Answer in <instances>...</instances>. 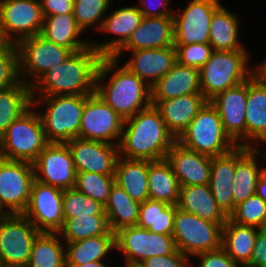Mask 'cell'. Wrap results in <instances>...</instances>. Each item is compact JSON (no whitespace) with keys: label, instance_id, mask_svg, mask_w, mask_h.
I'll list each match as a JSON object with an SVG mask.
<instances>
[{"label":"cell","instance_id":"9a60e30c","mask_svg":"<svg viewBox=\"0 0 266 267\" xmlns=\"http://www.w3.org/2000/svg\"><path fill=\"white\" fill-rule=\"evenodd\" d=\"M43 20L39 0H0V26L12 44L40 34Z\"/></svg>","mask_w":266,"mask_h":267},{"label":"cell","instance_id":"8d00e7d4","mask_svg":"<svg viewBox=\"0 0 266 267\" xmlns=\"http://www.w3.org/2000/svg\"><path fill=\"white\" fill-rule=\"evenodd\" d=\"M30 267H66L65 242L59 233L40 232L33 241Z\"/></svg>","mask_w":266,"mask_h":267},{"label":"cell","instance_id":"b9f144b4","mask_svg":"<svg viewBox=\"0 0 266 267\" xmlns=\"http://www.w3.org/2000/svg\"><path fill=\"white\" fill-rule=\"evenodd\" d=\"M114 183V175H102L93 172H77L74 188L105 206L111 187Z\"/></svg>","mask_w":266,"mask_h":267},{"label":"cell","instance_id":"6f0895ef","mask_svg":"<svg viewBox=\"0 0 266 267\" xmlns=\"http://www.w3.org/2000/svg\"><path fill=\"white\" fill-rule=\"evenodd\" d=\"M0 267H30L28 263L0 264Z\"/></svg>","mask_w":266,"mask_h":267},{"label":"cell","instance_id":"603a6c76","mask_svg":"<svg viewBox=\"0 0 266 267\" xmlns=\"http://www.w3.org/2000/svg\"><path fill=\"white\" fill-rule=\"evenodd\" d=\"M179 186L209 184L212 157L191 151L176 142L165 158Z\"/></svg>","mask_w":266,"mask_h":267},{"label":"cell","instance_id":"d4e9b609","mask_svg":"<svg viewBox=\"0 0 266 267\" xmlns=\"http://www.w3.org/2000/svg\"><path fill=\"white\" fill-rule=\"evenodd\" d=\"M246 146L266 148V84L255 75L248 79Z\"/></svg>","mask_w":266,"mask_h":267},{"label":"cell","instance_id":"52a82bcc","mask_svg":"<svg viewBox=\"0 0 266 267\" xmlns=\"http://www.w3.org/2000/svg\"><path fill=\"white\" fill-rule=\"evenodd\" d=\"M48 144L40 116L31 106L0 137V158L33 164Z\"/></svg>","mask_w":266,"mask_h":267},{"label":"cell","instance_id":"836d02e7","mask_svg":"<svg viewBox=\"0 0 266 267\" xmlns=\"http://www.w3.org/2000/svg\"><path fill=\"white\" fill-rule=\"evenodd\" d=\"M258 231V227L240 225L229 218L223 225L222 247L240 267L250 262Z\"/></svg>","mask_w":266,"mask_h":267},{"label":"cell","instance_id":"5bb4252c","mask_svg":"<svg viewBox=\"0 0 266 267\" xmlns=\"http://www.w3.org/2000/svg\"><path fill=\"white\" fill-rule=\"evenodd\" d=\"M63 190L34 180L23 216L40 232L58 233L64 224Z\"/></svg>","mask_w":266,"mask_h":267},{"label":"cell","instance_id":"5b68a950","mask_svg":"<svg viewBox=\"0 0 266 267\" xmlns=\"http://www.w3.org/2000/svg\"><path fill=\"white\" fill-rule=\"evenodd\" d=\"M249 50H214L200 70L202 95L210 101L218 93L235 87L253 75ZM251 65V66H250Z\"/></svg>","mask_w":266,"mask_h":267},{"label":"cell","instance_id":"4dcf8cb0","mask_svg":"<svg viewBox=\"0 0 266 267\" xmlns=\"http://www.w3.org/2000/svg\"><path fill=\"white\" fill-rule=\"evenodd\" d=\"M177 208L215 223H226L228 218L218 207L209 184L180 187Z\"/></svg>","mask_w":266,"mask_h":267},{"label":"cell","instance_id":"c3c4849f","mask_svg":"<svg viewBox=\"0 0 266 267\" xmlns=\"http://www.w3.org/2000/svg\"><path fill=\"white\" fill-rule=\"evenodd\" d=\"M139 265L141 267H191V259L177 249L169 255L147 258Z\"/></svg>","mask_w":266,"mask_h":267},{"label":"cell","instance_id":"3957f363","mask_svg":"<svg viewBox=\"0 0 266 267\" xmlns=\"http://www.w3.org/2000/svg\"><path fill=\"white\" fill-rule=\"evenodd\" d=\"M102 56L90 45L72 52L47 71L32 87V96L90 95Z\"/></svg>","mask_w":266,"mask_h":267},{"label":"cell","instance_id":"7dc6e473","mask_svg":"<svg viewBox=\"0 0 266 267\" xmlns=\"http://www.w3.org/2000/svg\"><path fill=\"white\" fill-rule=\"evenodd\" d=\"M191 259V267H240L223 247L197 254Z\"/></svg>","mask_w":266,"mask_h":267},{"label":"cell","instance_id":"ba28073f","mask_svg":"<svg viewBox=\"0 0 266 267\" xmlns=\"http://www.w3.org/2000/svg\"><path fill=\"white\" fill-rule=\"evenodd\" d=\"M224 224L202 219L176 205L172 235L177 249L191 259L197 254L222 247Z\"/></svg>","mask_w":266,"mask_h":267},{"label":"cell","instance_id":"d6986e66","mask_svg":"<svg viewBox=\"0 0 266 267\" xmlns=\"http://www.w3.org/2000/svg\"><path fill=\"white\" fill-rule=\"evenodd\" d=\"M248 80L226 89L210 102L216 108L226 134L237 146H246V121Z\"/></svg>","mask_w":266,"mask_h":267},{"label":"cell","instance_id":"816d5d0a","mask_svg":"<svg viewBox=\"0 0 266 267\" xmlns=\"http://www.w3.org/2000/svg\"><path fill=\"white\" fill-rule=\"evenodd\" d=\"M43 17L73 13L74 0H39Z\"/></svg>","mask_w":266,"mask_h":267},{"label":"cell","instance_id":"f5cc1de1","mask_svg":"<svg viewBox=\"0 0 266 267\" xmlns=\"http://www.w3.org/2000/svg\"><path fill=\"white\" fill-rule=\"evenodd\" d=\"M253 75L262 83L266 84V55L264 60L262 59L261 62H256L255 66H253Z\"/></svg>","mask_w":266,"mask_h":267},{"label":"cell","instance_id":"f907efd6","mask_svg":"<svg viewBox=\"0 0 266 267\" xmlns=\"http://www.w3.org/2000/svg\"><path fill=\"white\" fill-rule=\"evenodd\" d=\"M245 267H266V226L259 228L252 257Z\"/></svg>","mask_w":266,"mask_h":267},{"label":"cell","instance_id":"8fae6325","mask_svg":"<svg viewBox=\"0 0 266 267\" xmlns=\"http://www.w3.org/2000/svg\"><path fill=\"white\" fill-rule=\"evenodd\" d=\"M35 180L33 164L0 158V206L9 214H23Z\"/></svg>","mask_w":266,"mask_h":267},{"label":"cell","instance_id":"277c9868","mask_svg":"<svg viewBox=\"0 0 266 267\" xmlns=\"http://www.w3.org/2000/svg\"><path fill=\"white\" fill-rule=\"evenodd\" d=\"M88 96H32V106L40 116L49 143H67L79 138L81 117Z\"/></svg>","mask_w":266,"mask_h":267},{"label":"cell","instance_id":"e0dca14e","mask_svg":"<svg viewBox=\"0 0 266 267\" xmlns=\"http://www.w3.org/2000/svg\"><path fill=\"white\" fill-rule=\"evenodd\" d=\"M35 180L60 188L72 189L76 170L67 143H49L33 163Z\"/></svg>","mask_w":266,"mask_h":267},{"label":"cell","instance_id":"4fadbf2b","mask_svg":"<svg viewBox=\"0 0 266 267\" xmlns=\"http://www.w3.org/2000/svg\"><path fill=\"white\" fill-rule=\"evenodd\" d=\"M123 123L124 120L94 92L84 104L79 138L118 145Z\"/></svg>","mask_w":266,"mask_h":267},{"label":"cell","instance_id":"ab89813d","mask_svg":"<svg viewBox=\"0 0 266 267\" xmlns=\"http://www.w3.org/2000/svg\"><path fill=\"white\" fill-rule=\"evenodd\" d=\"M58 233L64 242L79 241L100 235H115L110 230L107 215L65 218L63 227Z\"/></svg>","mask_w":266,"mask_h":267},{"label":"cell","instance_id":"ffe728a7","mask_svg":"<svg viewBox=\"0 0 266 267\" xmlns=\"http://www.w3.org/2000/svg\"><path fill=\"white\" fill-rule=\"evenodd\" d=\"M76 172L114 175L119 158L118 145L74 138L67 142Z\"/></svg>","mask_w":266,"mask_h":267},{"label":"cell","instance_id":"7a4b0ae2","mask_svg":"<svg viewBox=\"0 0 266 267\" xmlns=\"http://www.w3.org/2000/svg\"><path fill=\"white\" fill-rule=\"evenodd\" d=\"M177 142L154 105L124 120L119 156L127 159L156 161L165 159Z\"/></svg>","mask_w":266,"mask_h":267},{"label":"cell","instance_id":"83f0119b","mask_svg":"<svg viewBox=\"0 0 266 267\" xmlns=\"http://www.w3.org/2000/svg\"><path fill=\"white\" fill-rule=\"evenodd\" d=\"M236 169V147L229 153L212 157L209 186L218 207L229 217L234 211L233 183Z\"/></svg>","mask_w":266,"mask_h":267},{"label":"cell","instance_id":"2e32d148","mask_svg":"<svg viewBox=\"0 0 266 267\" xmlns=\"http://www.w3.org/2000/svg\"><path fill=\"white\" fill-rule=\"evenodd\" d=\"M40 233L22 214H9L0 222V264L28 263L34 239Z\"/></svg>","mask_w":266,"mask_h":267},{"label":"cell","instance_id":"74e56055","mask_svg":"<svg viewBox=\"0 0 266 267\" xmlns=\"http://www.w3.org/2000/svg\"><path fill=\"white\" fill-rule=\"evenodd\" d=\"M31 106V87L23 81L11 88L0 90V137Z\"/></svg>","mask_w":266,"mask_h":267},{"label":"cell","instance_id":"9c48e42d","mask_svg":"<svg viewBox=\"0 0 266 267\" xmlns=\"http://www.w3.org/2000/svg\"><path fill=\"white\" fill-rule=\"evenodd\" d=\"M16 47L20 79L30 87L72 53L68 48L50 42L40 34L20 40Z\"/></svg>","mask_w":266,"mask_h":267},{"label":"cell","instance_id":"ac0fdd59","mask_svg":"<svg viewBox=\"0 0 266 267\" xmlns=\"http://www.w3.org/2000/svg\"><path fill=\"white\" fill-rule=\"evenodd\" d=\"M113 10V11H112ZM109 9L97 30L102 34L111 35L108 40H90V45L102 56L112 57L127 41L131 33L139 26L143 16L135 5H126ZM113 35V36H112ZM100 41V43H99Z\"/></svg>","mask_w":266,"mask_h":267},{"label":"cell","instance_id":"30bf717a","mask_svg":"<svg viewBox=\"0 0 266 267\" xmlns=\"http://www.w3.org/2000/svg\"><path fill=\"white\" fill-rule=\"evenodd\" d=\"M116 253L123 256L124 264L139 265L153 256H165L177 250L172 234H157L137 225L115 232Z\"/></svg>","mask_w":266,"mask_h":267},{"label":"cell","instance_id":"d590c367","mask_svg":"<svg viewBox=\"0 0 266 267\" xmlns=\"http://www.w3.org/2000/svg\"><path fill=\"white\" fill-rule=\"evenodd\" d=\"M104 207L112 232L115 233L121 228L137 225L140 203L133 200L116 183L111 187Z\"/></svg>","mask_w":266,"mask_h":267},{"label":"cell","instance_id":"f546056e","mask_svg":"<svg viewBox=\"0 0 266 267\" xmlns=\"http://www.w3.org/2000/svg\"><path fill=\"white\" fill-rule=\"evenodd\" d=\"M230 10L221 4L214 11L210 23L209 44L213 50H248L239 38L240 16Z\"/></svg>","mask_w":266,"mask_h":267},{"label":"cell","instance_id":"6da1fadb","mask_svg":"<svg viewBox=\"0 0 266 267\" xmlns=\"http://www.w3.org/2000/svg\"><path fill=\"white\" fill-rule=\"evenodd\" d=\"M122 61L113 57L101 58L95 79V92L125 120L151 105V90Z\"/></svg>","mask_w":266,"mask_h":267},{"label":"cell","instance_id":"680465c9","mask_svg":"<svg viewBox=\"0 0 266 267\" xmlns=\"http://www.w3.org/2000/svg\"><path fill=\"white\" fill-rule=\"evenodd\" d=\"M6 211L0 206V222L7 216Z\"/></svg>","mask_w":266,"mask_h":267},{"label":"cell","instance_id":"8992f818","mask_svg":"<svg viewBox=\"0 0 266 267\" xmlns=\"http://www.w3.org/2000/svg\"><path fill=\"white\" fill-rule=\"evenodd\" d=\"M177 142L188 150L210 157L227 154L237 147L224 131L221 118L210 101L199 110Z\"/></svg>","mask_w":266,"mask_h":267},{"label":"cell","instance_id":"91938a15","mask_svg":"<svg viewBox=\"0 0 266 267\" xmlns=\"http://www.w3.org/2000/svg\"><path fill=\"white\" fill-rule=\"evenodd\" d=\"M123 267H141L140 265L125 264Z\"/></svg>","mask_w":266,"mask_h":267},{"label":"cell","instance_id":"7c38bea8","mask_svg":"<svg viewBox=\"0 0 266 267\" xmlns=\"http://www.w3.org/2000/svg\"><path fill=\"white\" fill-rule=\"evenodd\" d=\"M185 8L174 11V45L209 43L210 23L220 0H189Z\"/></svg>","mask_w":266,"mask_h":267},{"label":"cell","instance_id":"484cf974","mask_svg":"<svg viewBox=\"0 0 266 267\" xmlns=\"http://www.w3.org/2000/svg\"><path fill=\"white\" fill-rule=\"evenodd\" d=\"M174 46L173 17H143L118 51Z\"/></svg>","mask_w":266,"mask_h":267},{"label":"cell","instance_id":"f1b7e54d","mask_svg":"<svg viewBox=\"0 0 266 267\" xmlns=\"http://www.w3.org/2000/svg\"><path fill=\"white\" fill-rule=\"evenodd\" d=\"M83 33L73 13H66L45 16L40 35L50 42L75 52L90 46L91 38L85 37Z\"/></svg>","mask_w":266,"mask_h":267},{"label":"cell","instance_id":"60d3db41","mask_svg":"<svg viewBox=\"0 0 266 267\" xmlns=\"http://www.w3.org/2000/svg\"><path fill=\"white\" fill-rule=\"evenodd\" d=\"M113 0H74L73 15L77 25L85 32L99 29L102 20L113 6ZM90 28V29H89ZM94 30H93V29Z\"/></svg>","mask_w":266,"mask_h":267},{"label":"cell","instance_id":"7402d4cb","mask_svg":"<svg viewBox=\"0 0 266 267\" xmlns=\"http://www.w3.org/2000/svg\"><path fill=\"white\" fill-rule=\"evenodd\" d=\"M265 163V148L262 149L261 147L260 149L247 146L236 147V169L234 183L232 185L234 206H237L250 196L256 194L257 182L266 169Z\"/></svg>","mask_w":266,"mask_h":267},{"label":"cell","instance_id":"11a10c76","mask_svg":"<svg viewBox=\"0 0 266 267\" xmlns=\"http://www.w3.org/2000/svg\"><path fill=\"white\" fill-rule=\"evenodd\" d=\"M107 262L111 263L112 261H93L83 265H66V267H109Z\"/></svg>","mask_w":266,"mask_h":267},{"label":"cell","instance_id":"cb8c5ba5","mask_svg":"<svg viewBox=\"0 0 266 267\" xmlns=\"http://www.w3.org/2000/svg\"><path fill=\"white\" fill-rule=\"evenodd\" d=\"M208 100L202 94H188L168 100H151L168 130L177 139Z\"/></svg>","mask_w":266,"mask_h":267},{"label":"cell","instance_id":"f35d334b","mask_svg":"<svg viewBox=\"0 0 266 267\" xmlns=\"http://www.w3.org/2000/svg\"><path fill=\"white\" fill-rule=\"evenodd\" d=\"M176 205L147 199L140 203L137 226L157 234H172Z\"/></svg>","mask_w":266,"mask_h":267},{"label":"cell","instance_id":"f6af8a7d","mask_svg":"<svg viewBox=\"0 0 266 267\" xmlns=\"http://www.w3.org/2000/svg\"><path fill=\"white\" fill-rule=\"evenodd\" d=\"M174 47L176 48L177 62L196 69L203 67L214 51L209 43L174 45Z\"/></svg>","mask_w":266,"mask_h":267},{"label":"cell","instance_id":"d6a6232c","mask_svg":"<svg viewBox=\"0 0 266 267\" xmlns=\"http://www.w3.org/2000/svg\"><path fill=\"white\" fill-rule=\"evenodd\" d=\"M113 251H116L115 235H100L65 242L66 265H83L93 261L108 260L115 262L110 257L116 253Z\"/></svg>","mask_w":266,"mask_h":267},{"label":"cell","instance_id":"9f6ffc18","mask_svg":"<svg viewBox=\"0 0 266 267\" xmlns=\"http://www.w3.org/2000/svg\"><path fill=\"white\" fill-rule=\"evenodd\" d=\"M12 45V42L6 37L4 30L0 26V52L8 49Z\"/></svg>","mask_w":266,"mask_h":267},{"label":"cell","instance_id":"1f68e13d","mask_svg":"<svg viewBox=\"0 0 266 267\" xmlns=\"http://www.w3.org/2000/svg\"><path fill=\"white\" fill-rule=\"evenodd\" d=\"M149 160L127 159L119 156L115 168V183L133 200L143 203L149 199Z\"/></svg>","mask_w":266,"mask_h":267},{"label":"cell","instance_id":"681fc988","mask_svg":"<svg viewBox=\"0 0 266 267\" xmlns=\"http://www.w3.org/2000/svg\"><path fill=\"white\" fill-rule=\"evenodd\" d=\"M171 0H138L137 8L143 17H172L175 7L170 5Z\"/></svg>","mask_w":266,"mask_h":267},{"label":"cell","instance_id":"4316f807","mask_svg":"<svg viewBox=\"0 0 266 267\" xmlns=\"http://www.w3.org/2000/svg\"><path fill=\"white\" fill-rule=\"evenodd\" d=\"M151 100H168L182 95L202 94L200 70L176 62L151 87Z\"/></svg>","mask_w":266,"mask_h":267},{"label":"cell","instance_id":"bcb514c9","mask_svg":"<svg viewBox=\"0 0 266 267\" xmlns=\"http://www.w3.org/2000/svg\"><path fill=\"white\" fill-rule=\"evenodd\" d=\"M21 81L16 44L0 52V90L11 88Z\"/></svg>","mask_w":266,"mask_h":267},{"label":"cell","instance_id":"e575fe53","mask_svg":"<svg viewBox=\"0 0 266 267\" xmlns=\"http://www.w3.org/2000/svg\"><path fill=\"white\" fill-rule=\"evenodd\" d=\"M179 183L166 159L149 161L148 193L149 199L177 205Z\"/></svg>","mask_w":266,"mask_h":267},{"label":"cell","instance_id":"7bdbcfd3","mask_svg":"<svg viewBox=\"0 0 266 267\" xmlns=\"http://www.w3.org/2000/svg\"><path fill=\"white\" fill-rule=\"evenodd\" d=\"M62 207L64 218L106 215L104 205L77 191L75 188L63 190Z\"/></svg>","mask_w":266,"mask_h":267},{"label":"cell","instance_id":"ee69618b","mask_svg":"<svg viewBox=\"0 0 266 267\" xmlns=\"http://www.w3.org/2000/svg\"><path fill=\"white\" fill-rule=\"evenodd\" d=\"M228 218L240 225L263 228L266 226V202L257 194L250 196L235 206Z\"/></svg>","mask_w":266,"mask_h":267},{"label":"cell","instance_id":"44dd1931","mask_svg":"<svg viewBox=\"0 0 266 267\" xmlns=\"http://www.w3.org/2000/svg\"><path fill=\"white\" fill-rule=\"evenodd\" d=\"M125 52H130L129 55L131 56L122 64L150 87L169 72L177 62L174 46L117 51L112 57L121 61Z\"/></svg>","mask_w":266,"mask_h":267},{"label":"cell","instance_id":"db71d44e","mask_svg":"<svg viewBox=\"0 0 266 267\" xmlns=\"http://www.w3.org/2000/svg\"><path fill=\"white\" fill-rule=\"evenodd\" d=\"M256 194L266 202V169L259 177Z\"/></svg>","mask_w":266,"mask_h":267}]
</instances>
